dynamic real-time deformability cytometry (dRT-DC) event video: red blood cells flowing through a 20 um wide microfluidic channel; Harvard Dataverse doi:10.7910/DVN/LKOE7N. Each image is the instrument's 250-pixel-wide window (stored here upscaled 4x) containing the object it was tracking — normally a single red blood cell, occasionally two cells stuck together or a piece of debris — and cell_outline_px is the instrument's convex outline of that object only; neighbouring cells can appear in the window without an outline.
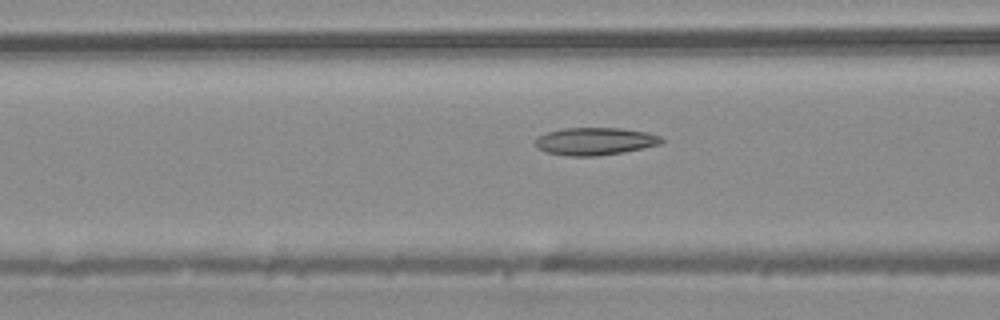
{"species": "common noctule bat (a hibernating species)", "species_latin": "Nyctalus noctula", "temperature_condition": "warm", "stored_images_in_passage": 42, "camera_frame_rate_fps": 3000, "um_per_image_px": 0.085, "animal": {"sex": "male", "body_mass_g": 20.4}, "frame": {"image": 1, "passage_image": 14, "time_ms": 4.333, "image_size_px": [1000, 320], "cell_outline_px": [[664, 140], [660, 144], [644, 148], [624, 152], [596, 156], [568, 156], [544, 152], [536, 148], [536, 140], [540, 136], [548, 132], [564, 128], [620, 128], [648, 132], [660, 136]], "centroid_in_image_um": [50.59, 12.01], "position_along_channel_um": 116.0, "area_um2": 20.29}}
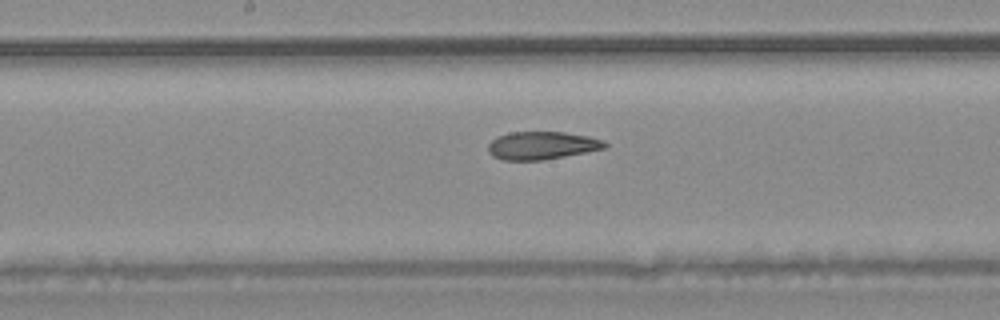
{"frame": {"image": 2, "passage_image": 20, "time_ms": 6.333, "image_size_px": [1000, 320], "cell_outline_px": [[608, 148], [564, 156], [540, 160], [504, 160], [492, 156], [488, 152], [488, 144], [496, 136], [512, 132], [564, 132], [588, 136], [604, 140], [608, 144]], "centroid_in_image_um": [46.07, 12.36], "position_along_channel_um": 202.1, "area_um2": 19.02}}
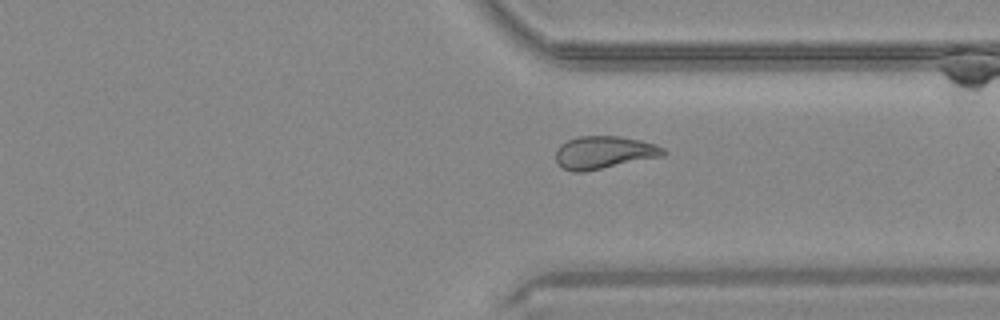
{"frame": {"image": 3, "passage_image": 31, "time_ms": 10.0, "image_size_px": [1000, 320], "cell_outline_px": [[668, 152], [664, 156], [584, 172], [572, 172], [564, 168], [556, 160], [556, 152], [560, 144], [568, 140], [580, 136], [620, 136], [640, 140], [656, 144], [664, 148]], "centroid_in_image_um": [51.38, 12.96], "position_along_channel_um": 360.0, "area_um2": 20.58}}